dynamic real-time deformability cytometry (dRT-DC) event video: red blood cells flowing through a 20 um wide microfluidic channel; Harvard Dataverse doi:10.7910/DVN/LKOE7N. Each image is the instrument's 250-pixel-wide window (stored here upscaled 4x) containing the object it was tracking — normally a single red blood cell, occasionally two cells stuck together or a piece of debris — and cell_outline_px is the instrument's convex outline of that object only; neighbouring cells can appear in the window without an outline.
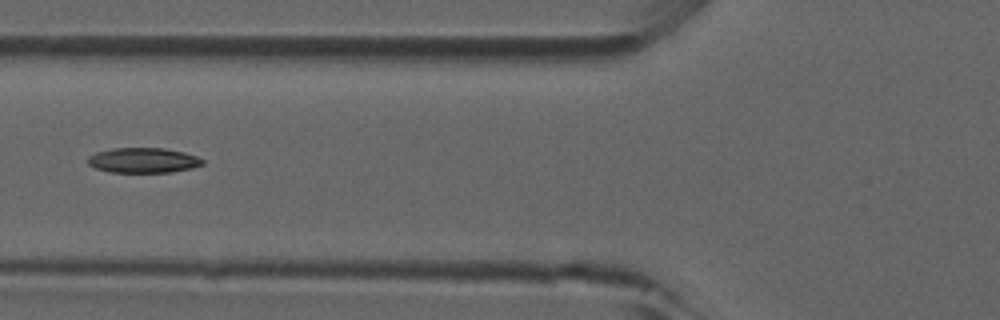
{"species": "common noctule bat (a hibernating species)", "species_latin": "Nyctalus noctula", "temperature_condition": "room temperature", "stored_images_in_passage": 35, "camera_frame_rate_fps": 3000, "um_per_image_px": 0.085, "animal": {"sex": "male", "forearm_length_mm": 52.5}, "frame": {"image": 1, "passage_image": 6, "time_ms": 1.667, "image_size_px": [1000, 320], "cell_outline_px": [[204, 164], [192, 168], [172, 172], [108, 172], [96, 168], [88, 164], [88, 156], [96, 152], [112, 148], [164, 148], [184, 152], [196, 156], [204, 160]], "centroid_in_image_um": [12.18, 13.62], "position_along_channel_um": 113.6, "area_um2": 16.82}}